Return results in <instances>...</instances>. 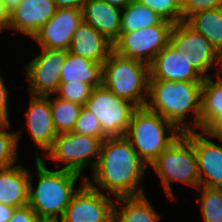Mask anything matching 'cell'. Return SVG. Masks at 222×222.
<instances>
[{
	"instance_id": "obj_22",
	"label": "cell",
	"mask_w": 222,
	"mask_h": 222,
	"mask_svg": "<svg viewBox=\"0 0 222 222\" xmlns=\"http://www.w3.org/2000/svg\"><path fill=\"white\" fill-rule=\"evenodd\" d=\"M103 64L67 53L61 68L60 82H85L93 88L102 85Z\"/></svg>"
},
{
	"instance_id": "obj_43",
	"label": "cell",
	"mask_w": 222,
	"mask_h": 222,
	"mask_svg": "<svg viewBox=\"0 0 222 222\" xmlns=\"http://www.w3.org/2000/svg\"><path fill=\"white\" fill-rule=\"evenodd\" d=\"M41 222H59V221H41Z\"/></svg>"
},
{
	"instance_id": "obj_24",
	"label": "cell",
	"mask_w": 222,
	"mask_h": 222,
	"mask_svg": "<svg viewBox=\"0 0 222 222\" xmlns=\"http://www.w3.org/2000/svg\"><path fill=\"white\" fill-rule=\"evenodd\" d=\"M184 22L194 31L204 35L220 53L222 50V7L196 12Z\"/></svg>"
},
{
	"instance_id": "obj_29",
	"label": "cell",
	"mask_w": 222,
	"mask_h": 222,
	"mask_svg": "<svg viewBox=\"0 0 222 222\" xmlns=\"http://www.w3.org/2000/svg\"><path fill=\"white\" fill-rule=\"evenodd\" d=\"M171 24L183 22L182 7L176 0H136Z\"/></svg>"
},
{
	"instance_id": "obj_7",
	"label": "cell",
	"mask_w": 222,
	"mask_h": 222,
	"mask_svg": "<svg viewBox=\"0 0 222 222\" xmlns=\"http://www.w3.org/2000/svg\"><path fill=\"white\" fill-rule=\"evenodd\" d=\"M84 107L98 118L107 137L125 136L133 111L137 108L128 100L117 97L103 84L93 88Z\"/></svg>"
},
{
	"instance_id": "obj_19",
	"label": "cell",
	"mask_w": 222,
	"mask_h": 222,
	"mask_svg": "<svg viewBox=\"0 0 222 222\" xmlns=\"http://www.w3.org/2000/svg\"><path fill=\"white\" fill-rule=\"evenodd\" d=\"M81 10L83 21L100 32L112 44L119 38L121 8L101 0H86Z\"/></svg>"
},
{
	"instance_id": "obj_30",
	"label": "cell",
	"mask_w": 222,
	"mask_h": 222,
	"mask_svg": "<svg viewBox=\"0 0 222 222\" xmlns=\"http://www.w3.org/2000/svg\"><path fill=\"white\" fill-rule=\"evenodd\" d=\"M92 90L93 87L85 82H60L56 94L58 93L57 97L63 100L75 102L84 106L89 99Z\"/></svg>"
},
{
	"instance_id": "obj_3",
	"label": "cell",
	"mask_w": 222,
	"mask_h": 222,
	"mask_svg": "<svg viewBox=\"0 0 222 222\" xmlns=\"http://www.w3.org/2000/svg\"><path fill=\"white\" fill-rule=\"evenodd\" d=\"M35 150V166L38 184L34 188L32 174L29 176L28 205L42 221H59L71 197L78 190L74 184L80 178L75 172L64 170H48L44 160Z\"/></svg>"
},
{
	"instance_id": "obj_20",
	"label": "cell",
	"mask_w": 222,
	"mask_h": 222,
	"mask_svg": "<svg viewBox=\"0 0 222 222\" xmlns=\"http://www.w3.org/2000/svg\"><path fill=\"white\" fill-rule=\"evenodd\" d=\"M30 171L13 165L0 170V203L12 207L28 204Z\"/></svg>"
},
{
	"instance_id": "obj_25",
	"label": "cell",
	"mask_w": 222,
	"mask_h": 222,
	"mask_svg": "<svg viewBox=\"0 0 222 222\" xmlns=\"http://www.w3.org/2000/svg\"><path fill=\"white\" fill-rule=\"evenodd\" d=\"M158 24H171L150 8L136 1L124 7L121 12L120 33H130Z\"/></svg>"
},
{
	"instance_id": "obj_8",
	"label": "cell",
	"mask_w": 222,
	"mask_h": 222,
	"mask_svg": "<svg viewBox=\"0 0 222 222\" xmlns=\"http://www.w3.org/2000/svg\"><path fill=\"white\" fill-rule=\"evenodd\" d=\"M101 145L102 141L97 137L74 132L59 133L53 146L45 155L54 161L63 162L64 170L81 175L88 164L94 170L99 159Z\"/></svg>"
},
{
	"instance_id": "obj_28",
	"label": "cell",
	"mask_w": 222,
	"mask_h": 222,
	"mask_svg": "<svg viewBox=\"0 0 222 222\" xmlns=\"http://www.w3.org/2000/svg\"><path fill=\"white\" fill-rule=\"evenodd\" d=\"M10 122H0V170L11 167L18 157L20 132H6L11 128Z\"/></svg>"
},
{
	"instance_id": "obj_6",
	"label": "cell",
	"mask_w": 222,
	"mask_h": 222,
	"mask_svg": "<svg viewBox=\"0 0 222 222\" xmlns=\"http://www.w3.org/2000/svg\"><path fill=\"white\" fill-rule=\"evenodd\" d=\"M155 170L169 199H174L172 181L195 187L200 186L197 157L193 143L182 133L150 165Z\"/></svg>"
},
{
	"instance_id": "obj_26",
	"label": "cell",
	"mask_w": 222,
	"mask_h": 222,
	"mask_svg": "<svg viewBox=\"0 0 222 222\" xmlns=\"http://www.w3.org/2000/svg\"><path fill=\"white\" fill-rule=\"evenodd\" d=\"M82 107L78 103L66 101L56 96L50 100L53 125L58 134L74 130Z\"/></svg>"
},
{
	"instance_id": "obj_1",
	"label": "cell",
	"mask_w": 222,
	"mask_h": 222,
	"mask_svg": "<svg viewBox=\"0 0 222 222\" xmlns=\"http://www.w3.org/2000/svg\"><path fill=\"white\" fill-rule=\"evenodd\" d=\"M146 166L125 136L108 137L102 141L92 173L93 182L88 177L85 181L96 190H100L99 187L107 190L115 198L143 195V189L138 186Z\"/></svg>"
},
{
	"instance_id": "obj_42",
	"label": "cell",
	"mask_w": 222,
	"mask_h": 222,
	"mask_svg": "<svg viewBox=\"0 0 222 222\" xmlns=\"http://www.w3.org/2000/svg\"><path fill=\"white\" fill-rule=\"evenodd\" d=\"M176 1L179 3L181 7H183L187 3L188 0H176Z\"/></svg>"
},
{
	"instance_id": "obj_16",
	"label": "cell",
	"mask_w": 222,
	"mask_h": 222,
	"mask_svg": "<svg viewBox=\"0 0 222 222\" xmlns=\"http://www.w3.org/2000/svg\"><path fill=\"white\" fill-rule=\"evenodd\" d=\"M26 124L35 149L39 147L46 153L54 144L57 132L53 125L50 95H30Z\"/></svg>"
},
{
	"instance_id": "obj_17",
	"label": "cell",
	"mask_w": 222,
	"mask_h": 222,
	"mask_svg": "<svg viewBox=\"0 0 222 222\" xmlns=\"http://www.w3.org/2000/svg\"><path fill=\"white\" fill-rule=\"evenodd\" d=\"M56 10L53 0H21L10 12L8 29L18 30L32 38L54 16Z\"/></svg>"
},
{
	"instance_id": "obj_40",
	"label": "cell",
	"mask_w": 222,
	"mask_h": 222,
	"mask_svg": "<svg viewBox=\"0 0 222 222\" xmlns=\"http://www.w3.org/2000/svg\"><path fill=\"white\" fill-rule=\"evenodd\" d=\"M5 4L6 9L12 12L21 2V0H2Z\"/></svg>"
},
{
	"instance_id": "obj_38",
	"label": "cell",
	"mask_w": 222,
	"mask_h": 222,
	"mask_svg": "<svg viewBox=\"0 0 222 222\" xmlns=\"http://www.w3.org/2000/svg\"><path fill=\"white\" fill-rule=\"evenodd\" d=\"M15 207L0 203V222H9Z\"/></svg>"
},
{
	"instance_id": "obj_12",
	"label": "cell",
	"mask_w": 222,
	"mask_h": 222,
	"mask_svg": "<svg viewBox=\"0 0 222 222\" xmlns=\"http://www.w3.org/2000/svg\"><path fill=\"white\" fill-rule=\"evenodd\" d=\"M41 53L25 65L29 95L56 94L60 85L61 68L68 50L42 48Z\"/></svg>"
},
{
	"instance_id": "obj_35",
	"label": "cell",
	"mask_w": 222,
	"mask_h": 222,
	"mask_svg": "<svg viewBox=\"0 0 222 222\" xmlns=\"http://www.w3.org/2000/svg\"><path fill=\"white\" fill-rule=\"evenodd\" d=\"M57 8L82 9L86 0H53Z\"/></svg>"
},
{
	"instance_id": "obj_13",
	"label": "cell",
	"mask_w": 222,
	"mask_h": 222,
	"mask_svg": "<svg viewBox=\"0 0 222 222\" xmlns=\"http://www.w3.org/2000/svg\"><path fill=\"white\" fill-rule=\"evenodd\" d=\"M183 134L193 143L200 186L222 188V146L211 141L212 136L205 131H201L202 135L195 130L185 131Z\"/></svg>"
},
{
	"instance_id": "obj_21",
	"label": "cell",
	"mask_w": 222,
	"mask_h": 222,
	"mask_svg": "<svg viewBox=\"0 0 222 222\" xmlns=\"http://www.w3.org/2000/svg\"><path fill=\"white\" fill-rule=\"evenodd\" d=\"M113 222H158L159 213L155 211L148 198L143 195L116 197ZM124 205H122V204ZM121 204V210L118 206Z\"/></svg>"
},
{
	"instance_id": "obj_39",
	"label": "cell",
	"mask_w": 222,
	"mask_h": 222,
	"mask_svg": "<svg viewBox=\"0 0 222 222\" xmlns=\"http://www.w3.org/2000/svg\"><path fill=\"white\" fill-rule=\"evenodd\" d=\"M101 1H105L110 5L123 9L124 7H127L130 3H133L136 0H101Z\"/></svg>"
},
{
	"instance_id": "obj_5",
	"label": "cell",
	"mask_w": 222,
	"mask_h": 222,
	"mask_svg": "<svg viewBox=\"0 0 222 222\" xmlns=\"http://www.w3.org/2000/svg\"><path fill=\"white\" fill-rule=\"evenodd\" d=\"M149 77L148 64L122 57L114 51L103 63L102 84L117 97L128 100L136 107L146 106Z\"/></svg>"
},
{
	"instance_id": "obj_27",
	"label": "cell",
	"mask_w": 222,
	"mask_h": 222,
	"mask_svg": "<svg viewBox=\"0 0 222 222\" xmlns=\"http://www.w3.org/2000/svg\"><path fill=\"white\" fill-rule=\"evenodd\" d=\"M197 190H203L197 201L201 202L204 222H222V188L199 186Z\"/></svg>"
},
{
	"instance_id": "obj_10",
	"label": "cell",
	"mask_w": 222,
	"mask_h": 222,
	"mask_svg": "<svg viewBox=\"0 0 222 222\" xmlns=\"http://www.w3.org/2000/svg\"><path fill=\"white\" fill-rule=\"evenodd\" d=\"M169 43L190 62L204 77H210L209 69L216 64L219 70V53L209 40L194 31L184 21L174 24Z\"/></svg>"
},
{
	"instance_id": "obj_32",
	"label": "cell",
	"mask_w": 222,
	"mask_h": 222,
	"mask_svg": "<svg viewBox=\"0 0 222 222\" xmlns=\"http://www.w3.org/2000/svg\"><path fill=\"white\" fill-rule=\"evenodd\" d=\"M218 7H222V0H188L182 7L183 21L196 12Z\"/></svg>"
},
{
	"instance_id": "obj_31",
	"label": "cell",
	"mask_w": 222,
	"mask_h": 222,
	"mask_svg": "<svg viewBox=\"0 0 222 222\" xmlns=\"http://www.w3.org/2000/svg\"><path fill=\"white\" fill-rule=\"evenodd\" d=\"M72 132L80 135L97 137L101 141H104L106 138H108L103 133L98 118L84 106L80 111L75 128Z\"/></svg>"
},
{
	"instance_id": "obj_4",
	"label": "cell",
	"mask_w": 222,
	"mask_h": 222,
	"mask_svg": "<svg viewBox=\"0 0 222 222\" xmlns=\"http://www.w3.org/2000/svg\"><path fill=\"white\" fill-rule=\"evenodd\" d=\"M181 134L172 122L144 106L133 111L125 137L139 158L151 165Z\"/></svg>"
},
{
	"instance_id": "obj_34",
	"label": "cell",
	"mask_w": 222,
	"mask_h": 222,
	"mask_svg": "<svg viewBox=\"0 0 222 222\" xmlns=\"http://www.w3.org/2000/svg\"><path fill=\"white\" fill-rule=\"evenodd\" d=\"M3 82L4 80L0 75V122H10L8 115L9 90H7L8 88L5 86Z\"/></svg>"
},
{
	"instance_id": "obj_14",
	"label": "cell",
	"mask_w": 222,
	"mask_h": 222,
	"mask_svg": "<svg viewBox=\"0 0 222 222\" xmlns=\"http://www.w3.org/2000/svg\"><path fill=\"white\" fill-rule=\"evenodd\" d=\"M82 21L81 9L57 8L54 16L32 38L41 48L69 50L73 33Z\"/></svg>"
},
{
	"instance_id": "obj_33",
	"label": "cell",
	"mask_w": 222,
	"mask_h": 222,
	"mask_svg": "<svg viewBox=\"0 0 222 222\" xmlns=\"http://www.w3.org/2000/svg\"><path fill=\"white\" fill-rule=\"evenodd\" d=\"M39 216L27 204L21 207H16L9 222H41Z\"/></svg>"
},
{
	"instance_id": "obj_11",
	"label": "cell",
	"mask_w": 222,
	"mask_h": 222,
	"mask_svg": "<svg viewBox=\"0 0 222 222\" xmlns=\"http://www.w3.org/2000/svg\"><path fill=\"white\" fill-rule=\"evenodd\" d=\"M81 178V186L71 197L59 222H113L114 200L92 188Z\"/></svg>"
},
{
	"instance_id": "obj_15",
	"label": "cell",
	"mask_w": 222,
	"mask_h": 222,
	"mask_svg": "<svg viewBox=\"0 0 222 222\" xmlns=\"http://www.w3.org/2000/svg\"><path fill=\"white\" fill-rule=\"evenodd\" d=\"M149 80L203 82L204 76L168 43L149 65Z\"/></svg>"
},
{
	"instance_id": "obj_9",
	"label": "cell",
	"mask_w": 222,
	"mask_h": 222,
	"mask_svg": "<svg viewBox=\"0 0 222 222\" xmlns=\"http://www.w3.org/2000/svg\"><path fill=\"white\" fill-rule=\"evenodd\" d=\"M173 24H158L130 33H120L113 51L125 58L152 63L155 56L169 43Z\"/></svg>"
},
{
	"instance_id": "obj_36",
	"label": "cell",
	"mask_w": 222,
	"mask_h": 222,
	"mask_svg": "<svg viewBox=\"0 0 222 222\" xmlns=\"http://www.w3.org/2000/svg\"><path fill=\"white\" fill-rule=\"evenodd\" d=\"M207 134H210L216 138H222V115L219 116L206 130Z\"/></svg>"
},
{
	"instance_id": "obj_2",
	"label": "cell",
	"mask_w": 222,
	"mask_h": 222,
	"mask_svg": "<svg viewBox=\"0 0 222 222\" xmlns=\"http://www.w3.org/2000/svg\"><path fill=\"white\" fill-rule=\"evenodd\" d=\"M202 83L149 80L150 99L146 107L172 122L182 133L197 128L200 130ZM190 111L195 116L192 127L185 120Z\"/></svg>"
},
{
	"instance_id": "obj_41",
	"label": "cell",
	"mask_w": 222,
	"mask_h": 222,
	"mask_svg": "<svg viewBox=\"0 0 222 222\" xmlns=\"http://www.w3.org/2000/svg\"><path fill=\"white\" fill-rule=\"evenodd\" d=\"M219 70L222 73V50L219 53Z\"/></svg>"
},
{
	"instance_id": "obj_23",
	"label": "cell",
	"mask_w": 222,
	"mask_h": 222,
	"mask_svg": "<svg viewBox=\"0 0 222 222\" xmlns=\"http://www.w3.org/2000/svg\"><path fill=\"white\" fill-rule=\"evenodd\" d=\"M204 77L201 88L200 130L205 131L222 115V77L220 73Z\"/></svg>"
},
{
	"instance_id": "obj_18",
	"label": "cell",
	"mask_w": 222,
	"mask_h": 222,
	"mask_svg": "<svg viewBox=\"0 0 222 222\" xmlns=\"http://www.w3.org/2000/svg\"><path fill=\"white\" fill-rule=\"evenodd\" d=\"M68 52L103 64L113 52V44L92 26L82 21L73 33Z\"/></svg>"
},
{
	"instance_id": "obj_37",
	"label": "cell",
	"mask_w": 222,
	"mask_h": 222,
	"mask_svg": "<svg viewBox=\"0 0 222 222\" xmlns=\"http://www.w3.org/2000/svg\"><path fill=\"white\" fill-rule=\"evenodd\" d=\"M10 21V12L6 9L5 4L0 0V32L2 29H8Z\"/></svg>"
}]
</instances>
